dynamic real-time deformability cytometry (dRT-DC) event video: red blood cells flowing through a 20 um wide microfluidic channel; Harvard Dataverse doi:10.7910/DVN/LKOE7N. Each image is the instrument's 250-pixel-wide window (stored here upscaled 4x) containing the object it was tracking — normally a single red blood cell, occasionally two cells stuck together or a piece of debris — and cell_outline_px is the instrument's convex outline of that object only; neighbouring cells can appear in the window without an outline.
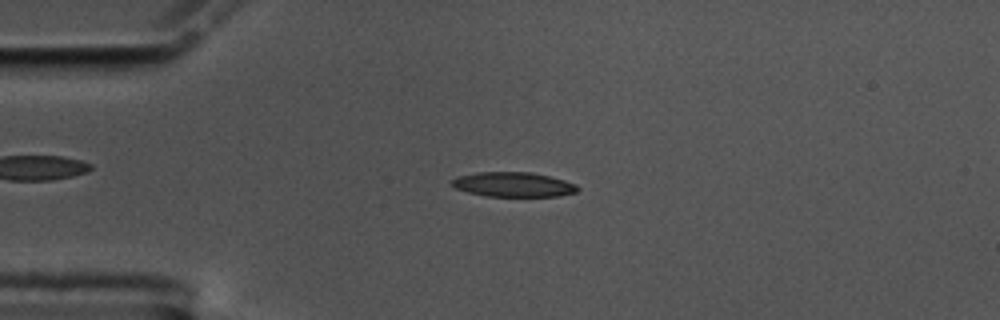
{"species": "common noctule bat (a hibernating species)", "species_latin": "Nyctalus noctula", "temperature_condition": "cold", "stored_images_in_passage": 57, "camera_frame_rate_fps": 3000, "um_per_image_px": 0.085, "animal": {"sex": "male", "body_mass_g": 17.5, "forearm_length_mm": 52.3}, "frame": {"image": 1, "passage_image": 13, "time_ms": 4.0, "image_size_px": [1000, 320], "cell_outline_px": [[580, 188], [576, 192], [560, 196], [488, 196], [468, 192], [456, 188], [452, 184], [452, 180], [460, 176], [476, 172], [532, 172], [564, 180], [576, 184]], "centroid_in_image_um": [43.67, 15.68], "position_along_channel_um": 41.3, "area_um2": 17.92}}
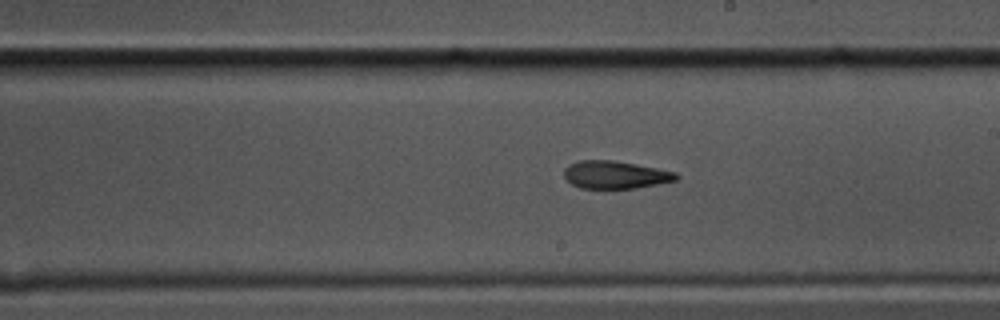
{"frame": {"image": 2, "passage_image": 32, "time_ms": 10.333, "image_size_px": [1000, 320], "cell_outline_px": [[680, 176], [676, 180], [636, 188], [580, 188], [572, 184], [564, 176], [564, 168], [568, 164], [580, 160], [612, 160], [636, 164], [676, 172]], "centroid_in_image_um": [52.28, 14.85], "position_along_channel_um": 236.7, "area_um2": 18.03}}
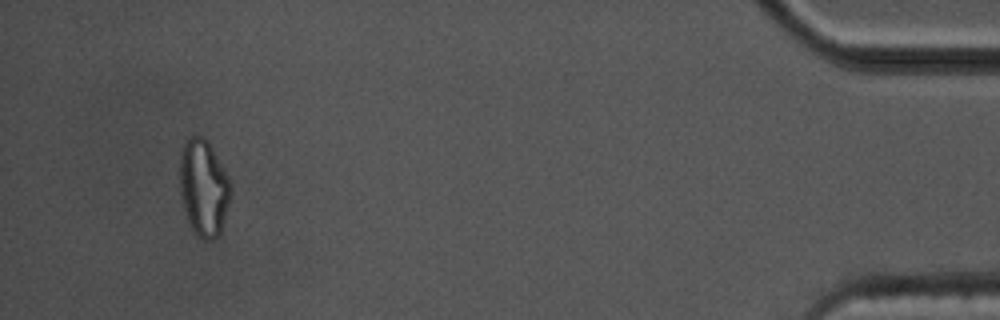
{"frame": {"image": 3, "passage_image": 54, "time_ms": 17.667, "image_size_px": [1000, 320], "cell_outline_px": [[232, 188], [220, 236], [212, 240], [200, 240], [192, 228], [188, 220], [184, 208], [180, 192], [180, 152], [184, 144], [192, 136], [204, 136], [208, 140], [228, 176]], "centroid_in_image_um": [17.32, 15.98], "position_along_channel_um": 417.9, "area_um2": 28.67}, "authors_computed_cell_mechanics": {"area_um2": 18.6694, "velocity_mm_per_s": 3.456, "shape_relaxation_time_tau1_ms": null, "shape_relaxation_time_tau2_ms": 5.9598, "deformation_change_tau1": null, "deformation_change_tau2": 0.168}}